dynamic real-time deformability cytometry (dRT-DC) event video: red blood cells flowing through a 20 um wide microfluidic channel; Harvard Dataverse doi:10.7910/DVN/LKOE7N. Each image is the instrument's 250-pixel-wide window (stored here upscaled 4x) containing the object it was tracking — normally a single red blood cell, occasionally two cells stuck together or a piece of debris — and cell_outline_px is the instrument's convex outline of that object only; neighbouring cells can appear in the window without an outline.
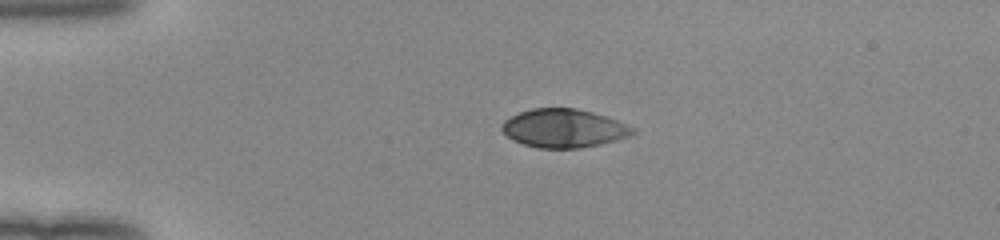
{"species": "human", "species_latin": "Homo sapiens", "temperature_condition": "room temperature", "stored_images_in_passage": 40, "camera_frame_rate_fps": 3000, "um_per_image_px": 0.085, "donor": {"sex": "female"}, "frame": {"image": 1, "passage_image": 1, "time_ms": 0.0, "image_size_px": [1000, 240], "cell_outline_px": [[636, 132], [632, 136], [600, 144], [580, 148], [540, 148], [524, 144], [512, 140], [500, 128], [500, 124], [504, 120], [520, 112], [532, 108], [576, 108], [592, 112], [616, 120], [636, 128]], "centroid_in_image_um": [47.93, 10.9], "position_along_channel_um": 37.1, "area_um2": 29.36}}
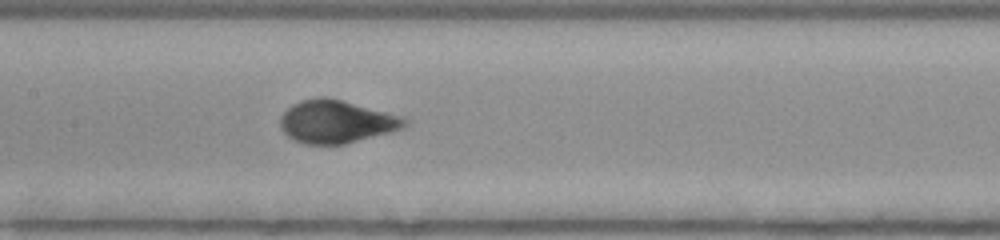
{"frame": {"image": 2, "passage_image": 15, "time_ms": 4.667, "image_size_px": [1000, 240], "cell_outline_px": [[408, 124], [404, 128], [392, 132], [344, 144], [304, 144], [292, 140], [280, 128], [280, 116], [292, 104], [300, 100], [320, 96], [328, 96], [404, 116], [408, 120]], "centroid_in_image_um": [28.6, 10.33], "position_along_channel_um": 178.8, "area_um2": 31.56}}
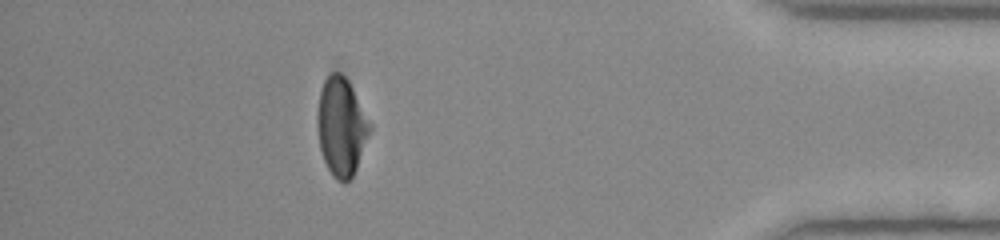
{"frame": {"image": 3, "passage_image": 35, "time_ms": 11.333, "image_size_px": [1000, 240], "cell_outline_px": [[372, 128], [356, 168], [352, 176], [344, 184], [336, 180], [332, 176], [324, 160], [320, 148], [316, 128], [316, 116], [320, 92], [324, 80], [332, 72], [340, 72], [348, 80], [372, 124]], "centroid_in_image_um": [29.0, 10.77], "position_along_channel_um": 406.2, "area_um2": 30.17}, "authors_computed_cell_mechanics": {"area_um2": 30.4028, "velocity_mm_per_s": 4.0267, "shape_relaxation_time_tau1_ms": 3.6379, "shape_relaxation_time_tau2_ms": null, "deformation_change_tau1": 0.2062, "deformation_change_tau2": null}}